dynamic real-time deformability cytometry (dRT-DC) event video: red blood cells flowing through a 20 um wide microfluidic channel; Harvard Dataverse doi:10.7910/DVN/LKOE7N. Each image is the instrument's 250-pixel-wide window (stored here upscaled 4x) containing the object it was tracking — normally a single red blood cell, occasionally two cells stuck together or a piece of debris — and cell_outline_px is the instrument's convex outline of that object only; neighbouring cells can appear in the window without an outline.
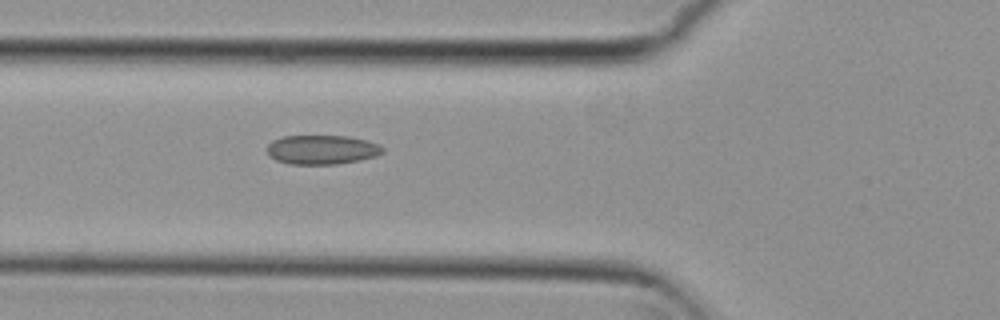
{"species": "common noctule bat (a hibernating species)", "species_latin": "Nyctalus noctula", "temperature_condition": "cold", "stored_images_in_passage": 6, "segment_of_instrument_passage": [1, 2], "camera_frame_rate_fps": 3000, "um_per_image_px": 0.085, "animal": {"sex": "female", "body_mass_g": 29.2, "forearm_length_mm": 56.3}, "frame": {"image": 1, "passage_image": 5, "time_ms": 1.333, "image_size_px": [1000, 320], "cell_outline_px": [[384, 152], [376, 156], [360, 160], [336, 164], [288, 164], [276, 160], [268, 156], [268, 144], [272, 140], [284, 136], [348, 136], [368, 140], [380, 144], [384, 148]], "centroid_in_image_um": [27.38, 12.72], "position_along_channel_um": 98.4, "area_um2": 19.88}}